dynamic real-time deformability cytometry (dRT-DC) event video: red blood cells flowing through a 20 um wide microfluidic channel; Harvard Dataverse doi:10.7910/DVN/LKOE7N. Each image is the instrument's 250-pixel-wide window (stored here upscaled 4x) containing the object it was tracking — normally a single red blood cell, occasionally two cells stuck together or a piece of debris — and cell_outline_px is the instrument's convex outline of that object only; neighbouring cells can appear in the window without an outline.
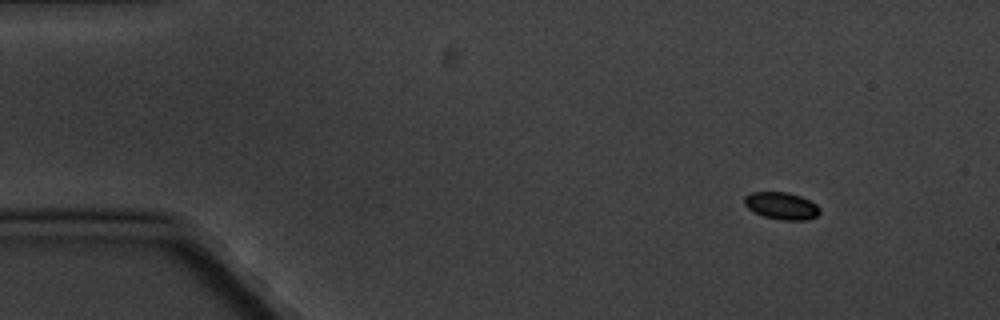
{"species": "common noctule bat (a hibernating species)", "species_latin": "Nyctalus noctula", "temperature_condition": "cold", "stored_images_in_passage": 4, "camera_frame_rate_fps": 3000, "um_per_image_px": 0.085, "animal": {"sex": "male", "body_mass_g": 20.1, "forearm_length_mm": 53.5}, "frame": {"image": 1, "passage_image": 1, "time_ms": 0.0, "image_size_px": [1000, 320], "cell_outline_px": [[820, 212], [816, 216], [808, 220], [780, 220], [764, 216], [748, 208], [744, 204], [744, 196], [752, 192], [788, 192], [800, 196], [816, 204], [820, 208]], "centroid_in_image_um": [66.43, 17.49], "position_along_channel_um": 18.6, "area_um2": 11.91}}
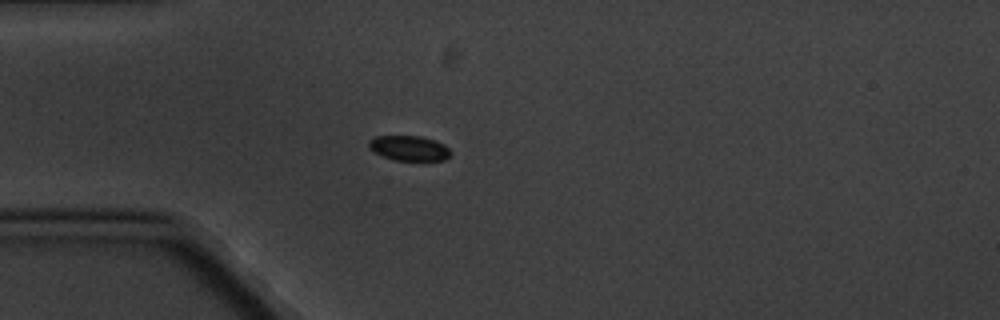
{"frame": {"image": 2, "passage_image": 4, "time_ms": 3.333, "image_size_px": [1000, 320], "cell_outline_px": [[452, 152], [444, 160], [392, 160], [376, 152], [368, 144], [368, 140], [376, 136], [420, 136], [436, 140], [444, 144]], "centroid_in_image_um": [34.8, 12.58], "position_along_channel_um": 50.2, "area_um2": 11.79}}